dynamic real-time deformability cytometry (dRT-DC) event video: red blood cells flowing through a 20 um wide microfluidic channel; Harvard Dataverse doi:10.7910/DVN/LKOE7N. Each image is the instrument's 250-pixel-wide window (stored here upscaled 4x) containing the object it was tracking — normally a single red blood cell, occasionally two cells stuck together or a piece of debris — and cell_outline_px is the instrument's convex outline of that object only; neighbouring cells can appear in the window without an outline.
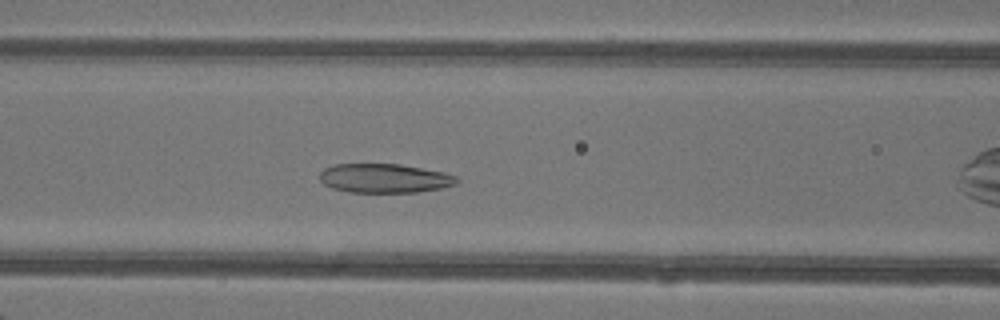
{"species": "common noctule bat (a hibernating species)", "species_latin": "Nyctalus noctula", "temperature_condition": "warm", "stored_images_in_passage": 32, "camera_frame_rate_fps": 3000, "um_per_image_px": 0.085, "animal": {"sex": "female"}, "frame": {"image": 1, "passage_image": 10, "time_ms": 3.0, "image_size_px": [1000, 320], "cell_outline_px": [[460, 180], [456, 184], [440, 188], [416, 192], [348, 192], [332, 188], [324, 184], [320, 180], [320, 172], [324, 168], [336, 164], [400, 164], [444, 172], [456, 176]], "centroid_in_image_um": [32.68, 15.15], "position_along_channel_um": 133.9, "area_um2": 23.24}}
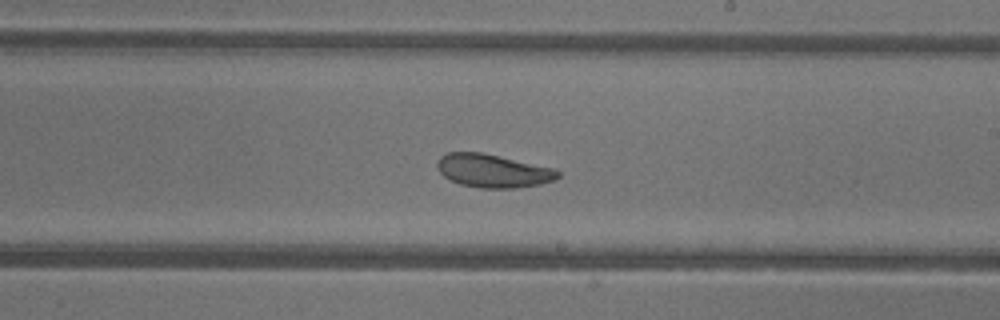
{"frame": {"image": 2, "passage_image": 18, "time_ms": 5.667, "image_size_px": [1000, 320], "cell_outline_px": [[560, 176], [556, 180], [540, 184], [516, 188], [480, 188], [460, 184], [444, 176], [440, 172], [436, 164], [436, 160], [440, 156], [448, 152], [484, 152], [552, 168], [560, 172]], "centroid_in_image_um": [41.89, 14.51], "position_along_channel_um": 247.1, "area_um2": 23.47}}
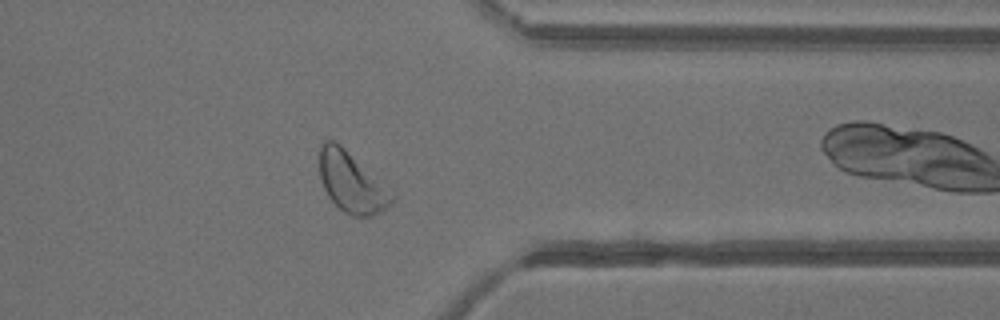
{"frame": {"image": 3, "passage_image": 28, "time_ms": 9.0, "image_size_px": [1000, 320], "cell_outline_px": [[396, 200], [388, 208], [368, 216], [352, 216], [344, 212], [328, 196], [320, 180], [320, 144], [324, 140], [336, 140], [396, 192]], "centroid_in_image_um": [29.95, 15.48], "position_along_channel_um": 381.5, "area_um2": 26.01}}